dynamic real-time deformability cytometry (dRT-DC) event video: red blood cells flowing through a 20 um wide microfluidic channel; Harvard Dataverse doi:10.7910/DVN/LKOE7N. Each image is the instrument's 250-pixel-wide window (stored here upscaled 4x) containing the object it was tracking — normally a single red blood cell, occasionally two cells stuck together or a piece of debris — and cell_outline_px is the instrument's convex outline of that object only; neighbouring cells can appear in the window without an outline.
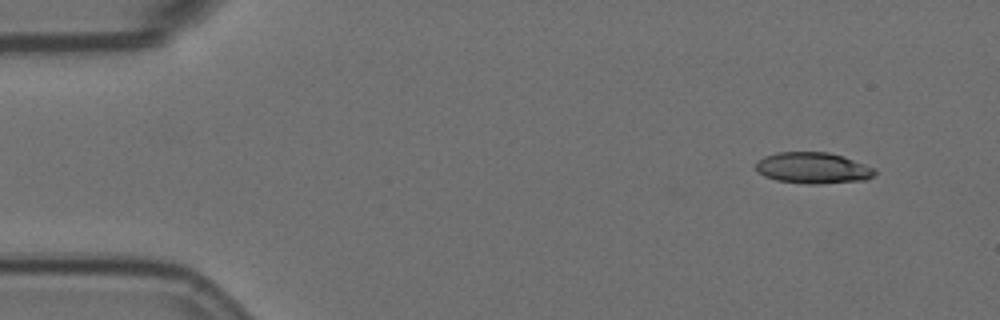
{"species": "Egyptian fruit bat (a non-hibernating species)", "species_latin": "Rousettus aegyptiacus", "temperature_condition": "room temperature", "stored_images_in_passage": 4, "camera_frame_rate_fps": 3000, "um_per_image_px": 0.085, "animal": {"sex": "female"}, "frame": {"image": 1, "passage_image": 1, "time_ms": 0.0, "image_size_px": [1000, 320], "cell_outline_px": [[876, 172], [868, 180], [820, 184], [808, 184], [776, 180], [764, 176], [756, 172], [756, 164], [764, 156], [776, 152], [828, 152], [844, 156], [876, 168]], "centroid_in_image_um": [69.12, 14.28], "position_along_channel_um": 15.9, "area_um2": 21.85}}
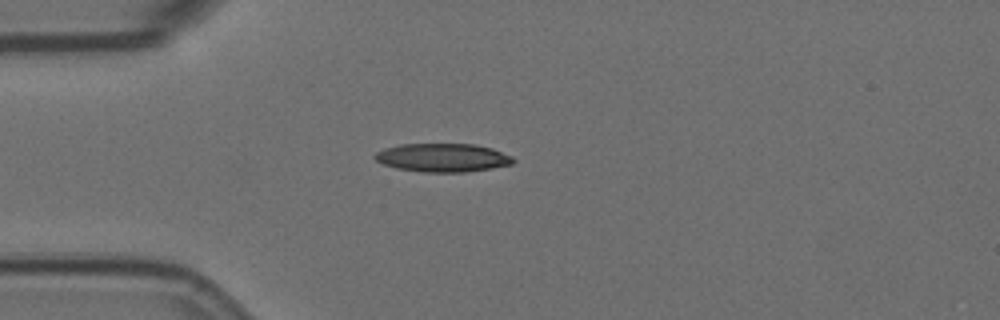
{"frame": {"image": 2, "passage_image": 4, "time_ms": 1.0, "image_size_px": [1000, 320], "cell_outline_px": [[516, 160], [512, 164], [492, 168], [464, 172], [424, 172], [396, 168], [384, 164], [376, 160], [372, 156], [376, 152], [384, 148], [400, 144], [476, 144], [492, 148], [512, 156]], "centroid_in_image_um": [37.63, 13.39], "position_along_channel_um": 47.4, "area_um2": 23.0}}